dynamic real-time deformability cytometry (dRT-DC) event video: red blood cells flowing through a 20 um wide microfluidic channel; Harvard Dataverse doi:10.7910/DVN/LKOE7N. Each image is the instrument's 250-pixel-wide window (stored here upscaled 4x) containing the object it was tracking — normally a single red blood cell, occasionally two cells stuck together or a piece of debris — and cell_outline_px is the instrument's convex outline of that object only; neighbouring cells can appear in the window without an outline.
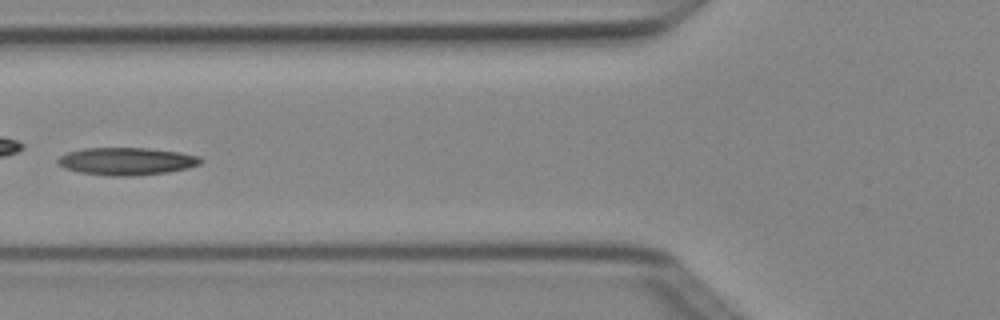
{"species": "Egyptian fruit bat (a non-hibernating species)", "species_latin": "Rousettus aegyptiacus", "temperature_condition": "cold", "stored_images_in_passage": 6, "camera_frame_rate_fps": 3000, "um_per_image_px": 0.085, "animal": {"sex": "female"}, "frame": {"image": 1, "passage_image": 5, "time_ms": 1.333, "image_size_px": [1000, 320], "cell_outline_px": [[204, 160], [200, 164], [188, 168], [168, 172], [124, 176], [108, 176], [80, 172], [64, 168], [56, 164], [56, 160], [60, 156], [68, 152], [84, 148], [148, 148], [180, 152], [200, 156]], "centroid_in_image_um": [10.76, 13.7], "position_along_channel_um": 115.0, "area_um2": 23.0}}
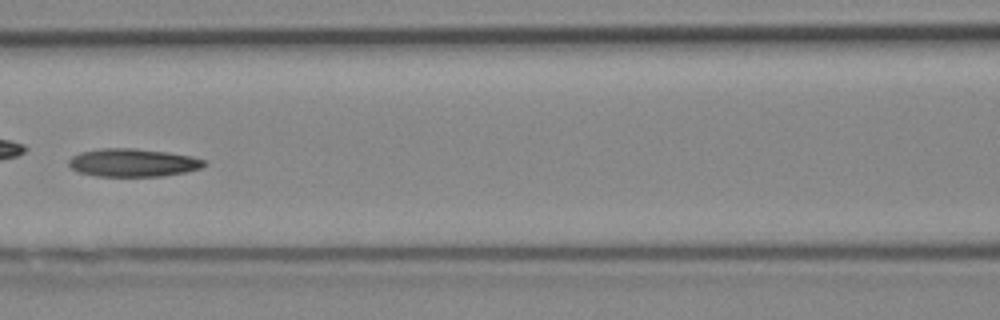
{"frame": {"image": 2, "passage_image": 6, "time_ms": 1.667, "image_size_px": [1000, 320], "cell_outline_px": [[208, 164], [200, 168], [184, 172], [164, 176], [96, 176], [76, 172], [68, 164], [68, 160], [72, 156], [80, 152], [100, 148], [136, 148], [168, 152], [192, 156], [204, 160]], "centroid_in_image_um": [11.28, 13.82], "position_along_channel_um": 155.3, "area_um2": 22.31}}